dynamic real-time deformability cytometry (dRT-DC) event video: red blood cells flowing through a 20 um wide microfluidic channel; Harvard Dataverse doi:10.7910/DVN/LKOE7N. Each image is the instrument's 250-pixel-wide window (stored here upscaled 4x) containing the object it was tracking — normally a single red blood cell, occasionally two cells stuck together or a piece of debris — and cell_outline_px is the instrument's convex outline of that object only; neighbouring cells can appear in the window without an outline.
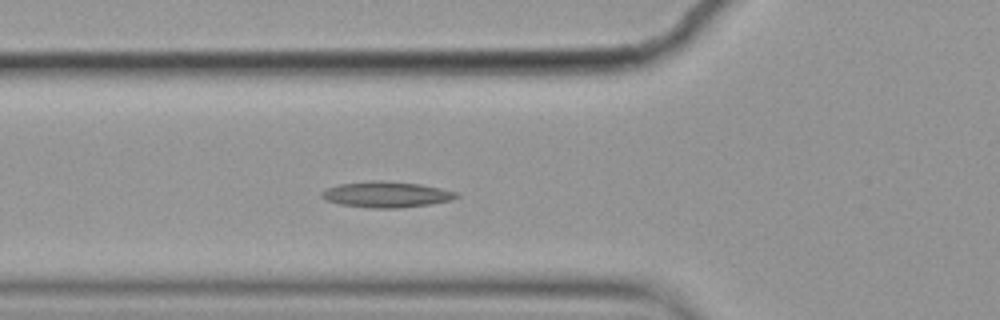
{"species": "common noctule bat (a hibernating species)", "species_latin": "Nyctalus noctula", "temperature_condition": "cold", "stored_images_in_passage": 6, "camera_frame_rate_fps": 3000, "um_per_image_px": 0.085, "animal": {"sex": "female", "body_mass_g": 19.9}, "frame": {"image": 1, "passage_image": 6, "time_ms": 1.667, "image_size_px": [1000, 320], "cell_outline_px": [[460, 196], [452, 200], [432, 204], [396, 208], [372, 208], [340, 204], [324, 200], [320, 196], [320, 192], [328, 188], [340, 184], [372, 180], [380, 180], [420, 184], [440, 188], [456, 192]], "centroid_in_image_um": [32.83, 16.53], "position_along_channel_um": 93.0, "area_um2": 20.35}}